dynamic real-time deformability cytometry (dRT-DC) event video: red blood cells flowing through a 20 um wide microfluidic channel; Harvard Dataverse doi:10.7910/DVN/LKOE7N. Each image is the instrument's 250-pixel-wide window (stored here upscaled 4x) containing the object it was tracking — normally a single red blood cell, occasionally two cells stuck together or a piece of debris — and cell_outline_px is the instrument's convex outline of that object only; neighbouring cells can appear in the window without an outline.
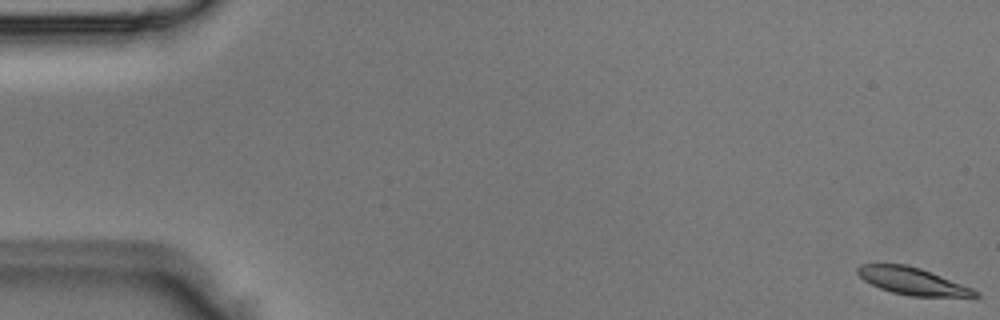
{"species": "Egyptian fruit bat (a non-hibernating species)", "species_latin": "Rousettus aegyptiacus", "temperature_condition": "room temperature", "stored_images_in_passage": 5, "camera_frame_rate_fps": 3000, "um_per_image_px": 0.085, "animal": {"sex": "male"}, "frame": {"image": 1, "passage_image": 1, "time_ms": 0.0, "image_size_px": [1000, 320], "cell_outline_px": [[980, 296], [976, 300], [912, 296], [892, 292], [880, 288], [864, 280], [856, 272], [856, 268], [860, 264], [904, 264], [920, 268], [972, 288], [980, 292]], "centroid_in_image_um": [77.72, 23.96], "position_along_channel_um": 7.3, "area_um2": 19.25}}